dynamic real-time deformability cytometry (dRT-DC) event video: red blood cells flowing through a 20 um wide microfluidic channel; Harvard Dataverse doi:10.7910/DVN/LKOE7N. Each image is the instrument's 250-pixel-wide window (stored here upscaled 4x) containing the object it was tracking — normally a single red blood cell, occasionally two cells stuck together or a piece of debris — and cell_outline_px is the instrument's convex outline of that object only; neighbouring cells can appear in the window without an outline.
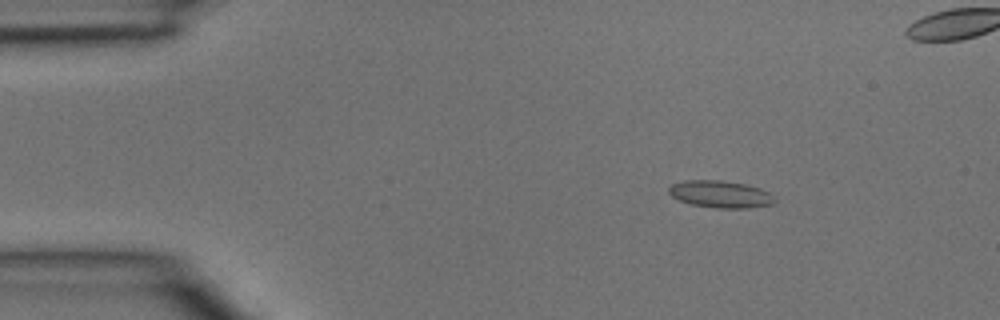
{"species": "common noctule bat (a hibernating species)", "species_latin": "Nyctalus noctula", "temperature_condition": "room temperature", "stored_images_in_passage": 3, "camera_frame_rate_fps": 3000, "um_per_image_px": 0.085, "animal": {"sex": "male", "body_mass_g": 15.6}, "frame": {"image": 1, "passage_image": 1, "time_ms": 0.0, "image_size_px": [1000, 320], "cell_outline_px": [[776, 200], [772, 204], [748, 208], [716, 208], [692, 204], [680, 200], [672, 196], [668, 192], [668, 188], [672, 184], [684, 180], [720, 180], [744, 184], [760, 188], [768, 192]], "centroid_in_image_um": [61.22, 16.5], "position_along_channel_um": 23.8, "area_um2": 16.59}}